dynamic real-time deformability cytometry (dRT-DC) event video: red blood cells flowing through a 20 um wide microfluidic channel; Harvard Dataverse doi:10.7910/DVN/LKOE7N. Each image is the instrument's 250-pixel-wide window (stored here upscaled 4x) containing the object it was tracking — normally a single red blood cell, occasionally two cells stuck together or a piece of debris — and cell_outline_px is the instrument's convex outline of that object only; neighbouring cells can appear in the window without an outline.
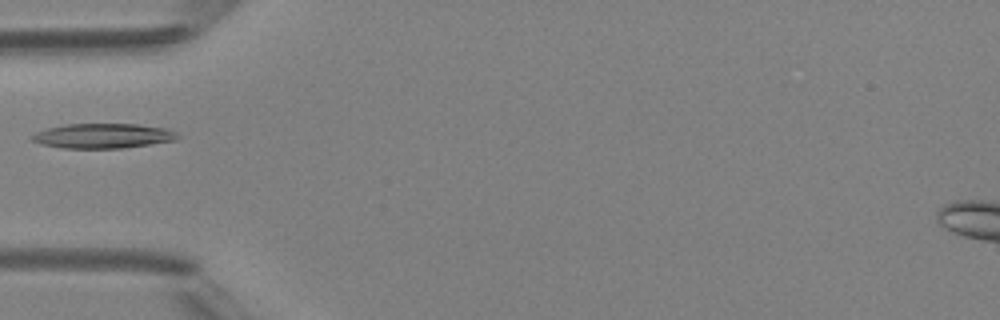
{"species": "Egyptian fruit bat (a non-hibernating species)", "species_latin": "Rousettus aegyptiacus", "temperature_condition": "room temperature", "stored_images_in_passage": 4, "camera_frame_rate_fps": 3000, "um_per_image_px": 0.085, "animal": {"sex": "female"}, "frame": {"image": 1, "passage_image": 4, "time_ms": 4.333, "image_size_px": [1000, 320], "cell_outline_px": [[180, 136], [176, 140], [152, 144], [124, 148], [60, 148], [40, 144], [32, 140], [28, 136], [36, 132], [48, 128], [64, 124], [136, 124], [164, 128], [176, 132]], "centroid_in_image_um": [8.72, 11.55], "position_along_channel_um": 76.3, "area_um2": 21.15}}